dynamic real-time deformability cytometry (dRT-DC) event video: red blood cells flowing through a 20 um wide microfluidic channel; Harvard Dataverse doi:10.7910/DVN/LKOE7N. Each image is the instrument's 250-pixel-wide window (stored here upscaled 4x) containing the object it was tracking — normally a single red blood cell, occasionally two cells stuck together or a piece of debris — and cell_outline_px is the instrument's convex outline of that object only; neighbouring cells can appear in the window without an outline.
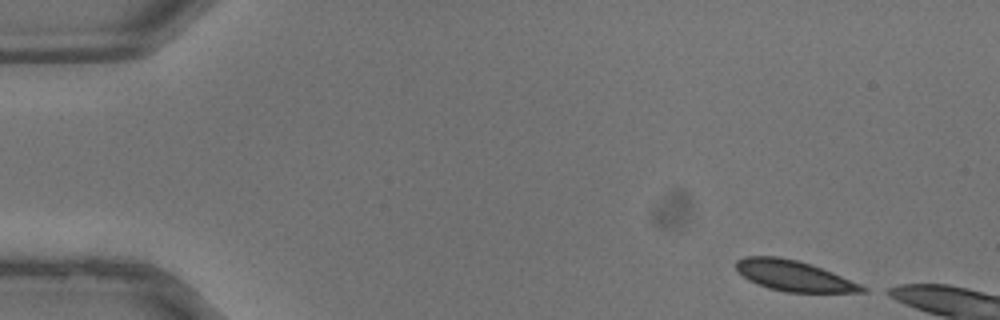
{"species": "common noctule bat (a hibernating species)", "species_latin": "Nyctalus noctula", "temperature_condition": "warm", "stored_images_in_passage": 9, "camera_frame_rate_fps": 3000, "um_per_image_px": 0.085, "animal": {"sex": "male", "body_mass_g": 13.3}, "frame": {"image": 1, "passage_image": 1, "time_ms": 0.0, "image_size_px": [1000, 320], "cell_outline_px": [[868, 292], [784, 292], [768, 288], [756, 284], [748, 280], [736, 272], [736, 260], [744, 256], [780, 256], [812, 264], [832, 272], [860, 284], [868, 288]], "centroid_in_image_um": [67.43, 23.44], "position_along_channel_um": 17.6, "area_um2": 22.66}}